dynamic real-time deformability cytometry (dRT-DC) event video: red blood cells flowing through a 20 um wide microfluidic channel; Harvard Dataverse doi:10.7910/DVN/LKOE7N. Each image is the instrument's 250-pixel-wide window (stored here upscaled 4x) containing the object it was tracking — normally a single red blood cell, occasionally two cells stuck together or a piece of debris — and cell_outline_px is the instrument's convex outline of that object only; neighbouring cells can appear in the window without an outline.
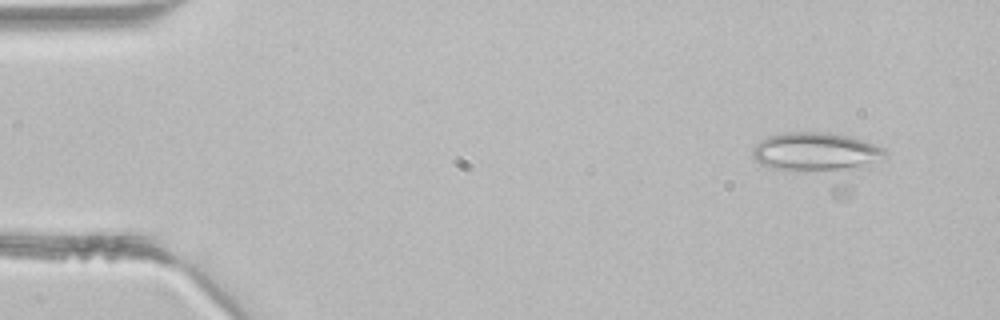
{"species": "common noctule bat (a hibernating species)", "species_latin": "Nyctalus noctula", "temperature_condition": "room temperature", "stored_images_in_passage": 4, "camera_frame_rate_fps": 3000, "um_per_image_px": 0.085, "animal": {"sex": "male", "body_mass_g": 21.5, "forearm_length_mm": 52.0}, "frame": {"image": 1, "passage_image": 2, "time_ms": 0.333, "image_size_px": [1000, 320], "cell_outline_px": [[888, 156], [852, 196], [848, 200], [836, 200], [768, 168], [760, 164], [752, 156], [752, 148], [760, 140], [768, 136], [788, 132], [828, 132], [852, 136], [864, 140], [884, 148], [888, 152]], "centroid_in_image_um": [69.82, 13.64], "position_along_channel_um": 15.2, "area_um2": 43.93}}